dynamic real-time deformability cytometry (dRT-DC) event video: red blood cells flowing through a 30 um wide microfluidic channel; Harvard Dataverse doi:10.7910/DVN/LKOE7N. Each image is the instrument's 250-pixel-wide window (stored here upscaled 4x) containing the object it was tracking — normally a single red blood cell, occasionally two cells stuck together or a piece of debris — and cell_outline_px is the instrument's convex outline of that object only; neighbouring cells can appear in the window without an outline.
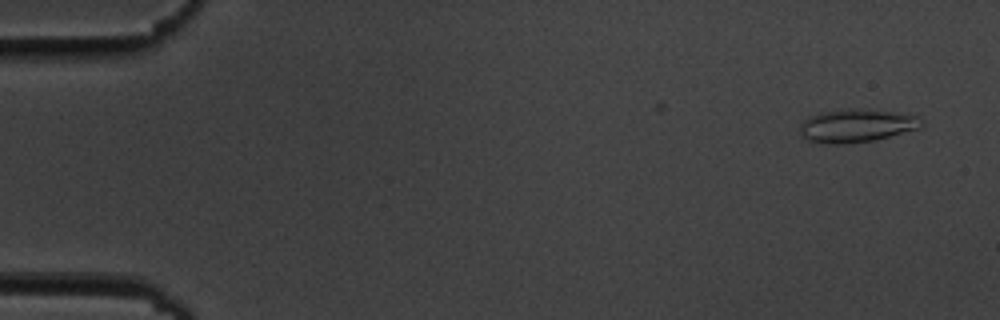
{"species": "common noctule bat (a hibernating species)", "species_latin": "Nyctalus noctula", "temperature_condition": "cold", "stored_images_in_passage": 8, "camera_frame_rate_fps": 3000, "um_per_image_px": 0.085, "animal": {"sex": "male", "body_mass_g": 19.5, "forearm_length_mm": 54.6}, "frame": {"image": 1, "passage_image": 2, "time_ms": 0.333, "image_size_px": [1000, 320], "cell_outline_px": [[924, 124], [920, 128], [876, 140], [844, 144], [820, 144], [808, 140], [800, 132], [800, 124], [804, 120], [820, 112], [848, 108], [868, 108], [916, 116], [924, 120]], "centroid_in_image_um": [72.82, 10.68], "position_along_channel_um": 12.2, "area_um2": 23.76}}